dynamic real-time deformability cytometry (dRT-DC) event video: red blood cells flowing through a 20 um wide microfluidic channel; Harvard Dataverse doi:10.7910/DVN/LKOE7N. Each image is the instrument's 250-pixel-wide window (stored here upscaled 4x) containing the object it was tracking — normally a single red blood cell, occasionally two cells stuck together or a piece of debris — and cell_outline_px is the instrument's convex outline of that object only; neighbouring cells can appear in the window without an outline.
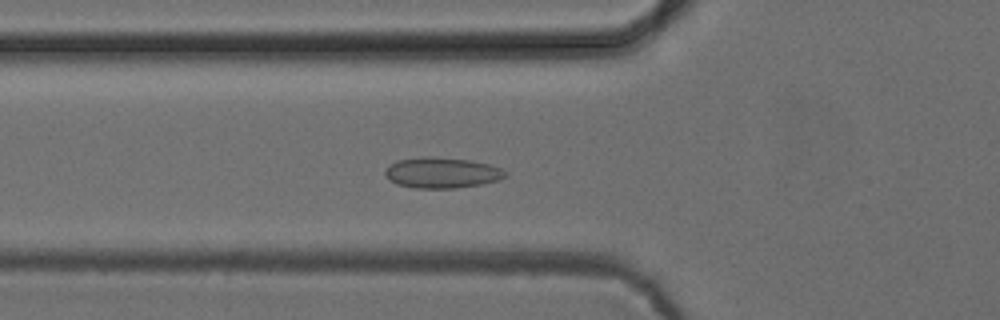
{"species": "common noctule bat (a hibernating species)", "species_latin": "Nyctalus noctula", "temperature_condition": "cold", "stored_images_in_passage": 52, "camera_frame_rate_fps": 3000, "um_per_image_px": 0.085, "animal": {"sex": "female", "body_mass_g": 24.6, "forearm_length_mm": 56.2}, "frame": {"image": 1, "passage_image": 18, "time_ms": 5.667, "image_size_px": [1000, 320], "cell_outline_px": [[508, 176], [496, 180], [480, 184], [456, 188], [416, 188], [396, 184], [384, 172], [396, 160], [424, 156], [432, 156], [472, 160], [488, 164], [500, 168], [508, 172]], "centroid_in_image_um": [37.59, 14.67], "position_along_channel_um": 88.2, "area_um2": 21.39}}
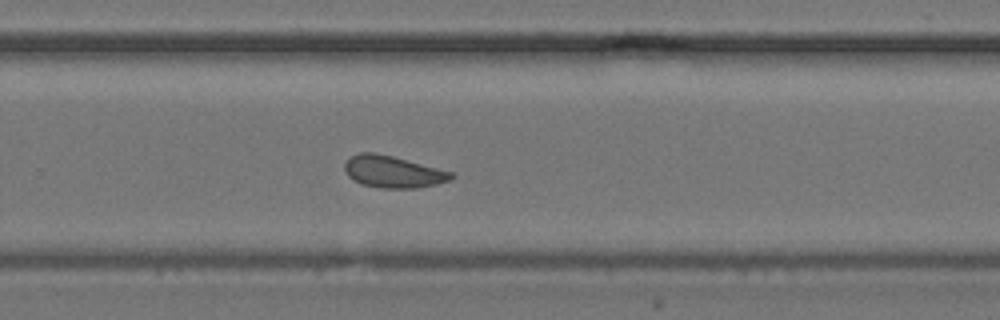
{"frame": {"image": 2, "passage_image": 34, "time_ms": 11.0, "image_size_px": [1000, 320], "cell_outline_px": [[456, 176], [452, 180], [436, 184], [416, 188], [380, 188], [364, 184], [352, 180], [348, 176], [344, 168], [344, 164], [352, 156], [360, 152], [372, 152], [392, 156], [452, 172]], "centroid_in_image_um": [33.41, 14.61], "position_along_channel_um": 296.4, "area_um2": 19.65}}
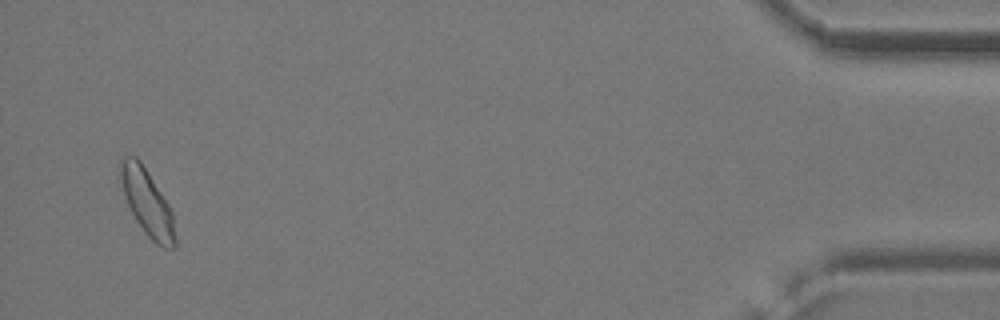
{"frame": {"image": 3, "passage_image": 50, "time_ms": 16.333, "image_size_px": [1000, 320], "cell_outline_px": [[176, 248], [164, 248], [156, 244], [144, 232], [136, 220], [128, 204], [116, 176], [120, 160], [124, 156], [136, 156], [140, 160], [168, 204], [172, 212], [176, 240]], "centroid_in_image_um": [12.46, 17.18], "position_along_channel_um": 422.7, "area_um2": 21.27}, "authors_computed_cell_mechanics": {"area_um2": 20.23, "velocity_mm_per_s": 3.8943, "shape_relaxation_time_tau1_ms": null, "shape_relaxation_time_tau2_ms": 1.3452, "deformation_change_tau1": null, "deformation_change_tau2": 0.0706}}